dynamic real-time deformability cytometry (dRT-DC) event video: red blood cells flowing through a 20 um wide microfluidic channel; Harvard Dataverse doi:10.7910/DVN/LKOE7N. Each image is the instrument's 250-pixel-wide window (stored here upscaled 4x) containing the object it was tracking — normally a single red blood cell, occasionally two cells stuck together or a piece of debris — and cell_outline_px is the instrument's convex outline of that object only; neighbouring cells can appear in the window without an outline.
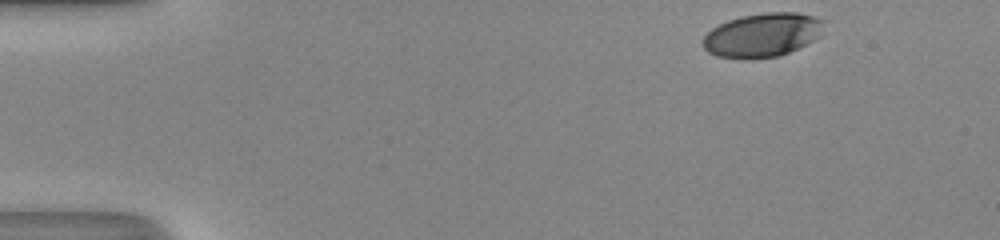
{"species": "human", "species_latin": "Homo sapiens", "temperature_condition": "room temperature", "stored_images_in_passage": 37, "camera_frame_rate_fps": 3000, "um_per_image_px": 0.085, "donor": {"sex": "male"}, "frame": {"image": 1, "passage_image": 1, "time_ms": 0.0, "image_size_px": [1000, 240], "cell_outline_px": [[820, 20], [812, 40], [780, 56], [716, 56], [708, 52], [704, 48], [704, 36], [712, 28], [728, 20], [744, 16], [768, 12], [796, 12], [812, 16]], "centroid_in_image_um": [64.7, 2.94], "position_along_channel_um": 20.3, "area_um2": 29.07}}
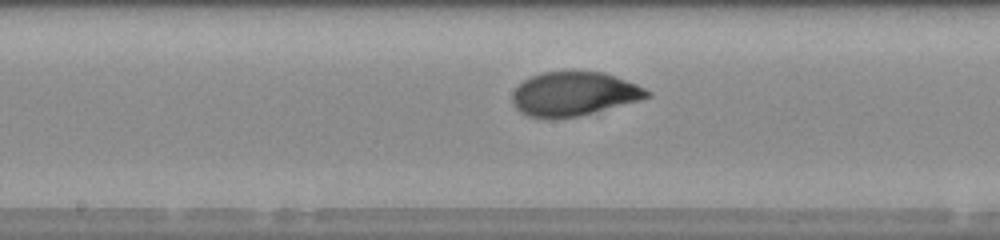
{"frame": {"image": 2, "passage_image": 22, "time_ms": 7.0, "image_size_px": [1000, 240], "cell_outline_px": [[652, 96], [580, 116], [528, 116], [520, 112], [512, 104], [512, 92], [524, 80], [532, 76], [544, 72], [604, 72], [636, 84], [652, 92]], "centroid_in_image_um": [48.78, 7.96], "position_along_channel_um": 199.4, "area_um2": 33.76}}
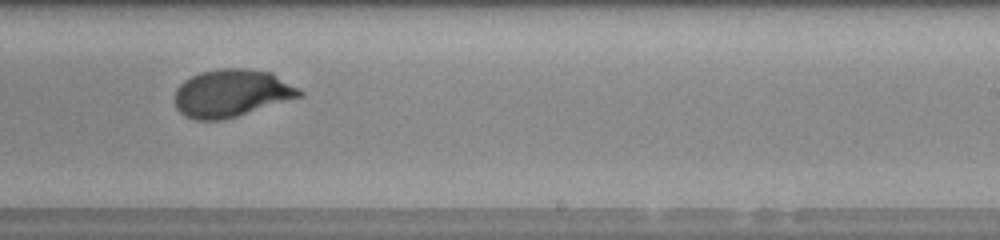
{"frame": {"image": 3, "passage_image": 27, "time_ms": 8.667, "image_size_px": [1000, 240], "cell_outline_px": [[304, 96], [236, 116], [220, 120], [196, 120], [184, 116], [176, 108], [176, 88], [184, 80], [200, 72], [220, 68], [244, 68], [272, 72], [304, 92]], "centroid_in_image_um": [19.69, 7.91], "position_along_channel_um": 269.3, "area_um2": 34.56}, "authors_computed_cell_mechanics": {"area_um2": 34.1598, "velocity_mm_per_s": 4.2161, "shape_relaxation_time_tau1_ms": 2.9557, "shape_relaxation_time_tau2_ms": null, "deformation_change_tau1": 0.1661, "deformation_change_tau2": null}}